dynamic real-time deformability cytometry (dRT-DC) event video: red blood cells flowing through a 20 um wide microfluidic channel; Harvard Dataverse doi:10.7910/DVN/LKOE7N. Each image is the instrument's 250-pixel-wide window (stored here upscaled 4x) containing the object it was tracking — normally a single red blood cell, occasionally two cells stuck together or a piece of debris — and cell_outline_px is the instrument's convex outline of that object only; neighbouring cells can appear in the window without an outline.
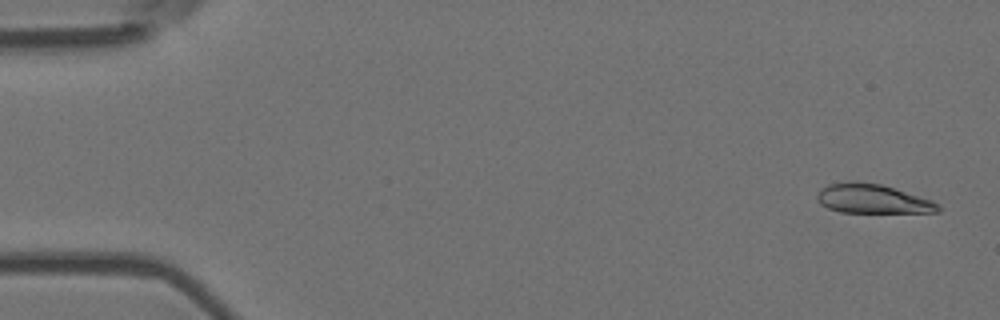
{"species": "Egyptian fruit bat (a non-hibernating species)", "species_latin": "Rousettus aegyptiacus", "temperature_condition": "room temperature", "stored_images_in_passage": 56, "segment_of_instrument_passage": [1, 2], "camera_frame_rate_fps": 3000, "um_per_image_px": 0.085, "animal": {"sex": "female"}, "frame": {"image": 1, "passage_image": 2, "time_ms": 0.333, "image_size_px": [1000, 320], "cell_outline_px": [[940, 212], [840, 212], [828, 208], [820, 204], [816, 200], [816, 192], [820, 188], [828, 184], [856, 180], [880, 184], [932, 200], [940, 204]], "centroid_in_image_um": [74.11, 16.89], "position_along_channel_um": 10.9, "area_um2": 20.69}}
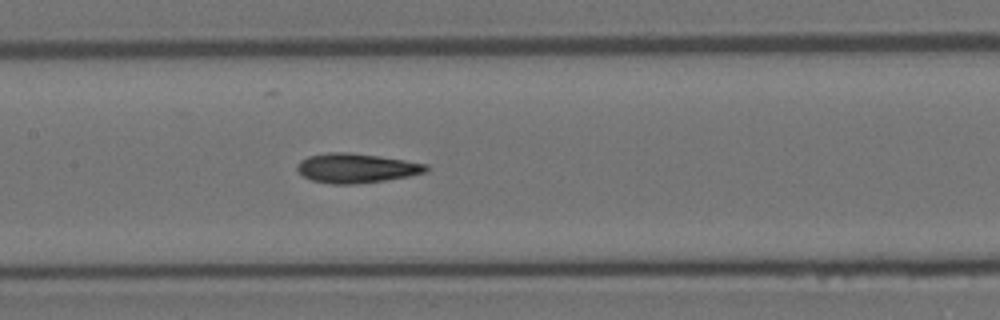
{"frame": {"image": 2, "passage_image": 26, "time_ms": 8.333, "image_size_px": [1000, 320], "cell_outline_px": [[428, 172], [408, 176], [384, 180], [356, 184], [332, 184], [312, 180], [304, 176], [296, 168], [300, 160], [308, 156], [328, 152], [344, 152], [380, 156], [428, 164]], "centroid_in_image_um": [30.29, 14.29], "position_along_channel_um": 177.1, "area_um2": 22.02}}
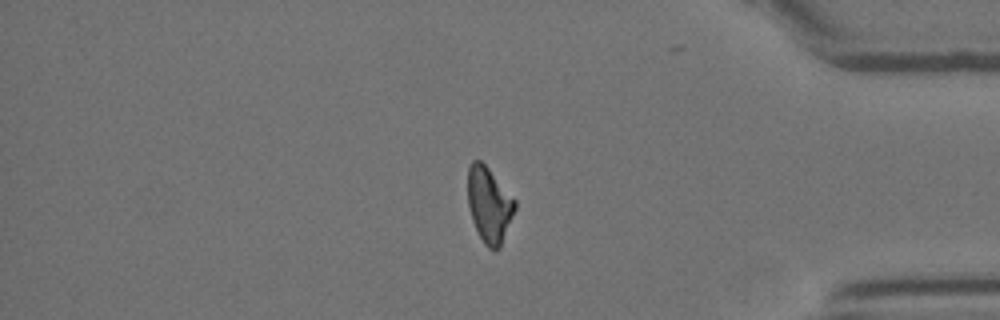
{"frame": {"image": 3, "passage_image": 46, "time_ms": 15.0, "image_size_px": [1000, 320], "cell_outline_px": [[516, 208], [500, 248], [492, 252], [484, 244], [472, 220], [468, 204], [468, 168], [472, 160], [480, 160], [488, 168], [516, 200]], "centroid_in_image_um": [41.58, 17.43], "position_along_channel_um": 393.6, "area_um2": 20.69}}